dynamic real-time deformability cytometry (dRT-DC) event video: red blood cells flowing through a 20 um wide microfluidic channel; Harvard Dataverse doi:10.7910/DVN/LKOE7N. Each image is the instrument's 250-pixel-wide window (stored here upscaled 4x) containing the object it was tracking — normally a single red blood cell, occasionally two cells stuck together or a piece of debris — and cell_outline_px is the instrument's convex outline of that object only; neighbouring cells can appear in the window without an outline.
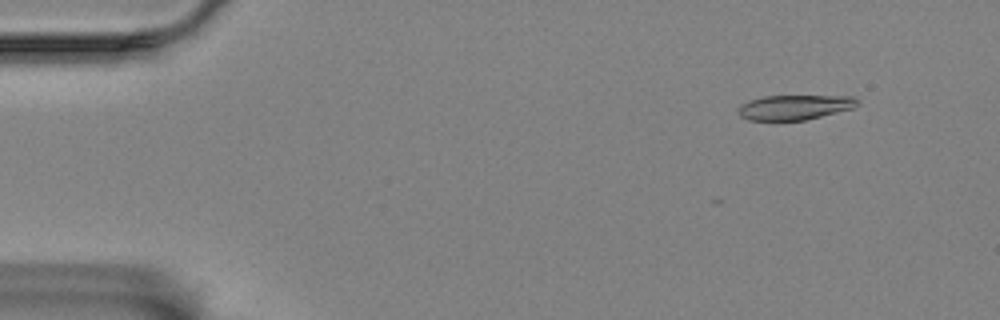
{"species": "Egyptian fruit bat (a non-hibernating species)", "species_latin": "Rousettus aegyptiacus", "temperature_condition": "room temperature", "stored_images_in_passage": 12, "camera_frame_rate_fps": 3000, "um_per_image_px": 0.085, "animal": {"sex": "female"}, "frame": {"image": 1, "passage_image": 1, "time_ms": 0.0, "image_size_px": [1000, 320], "cell_outline_px": [[860, 104], [852, 108], [804, 120], [748, 120], [740, 116], [736, 108], [740, 104], [748, 100], [764, 96], [856, 96], [860, 100]], "centroid_in_image_um": [67.52, 9.1], "position_along_channel_um": 17.5, "area_um2": 17.34}}
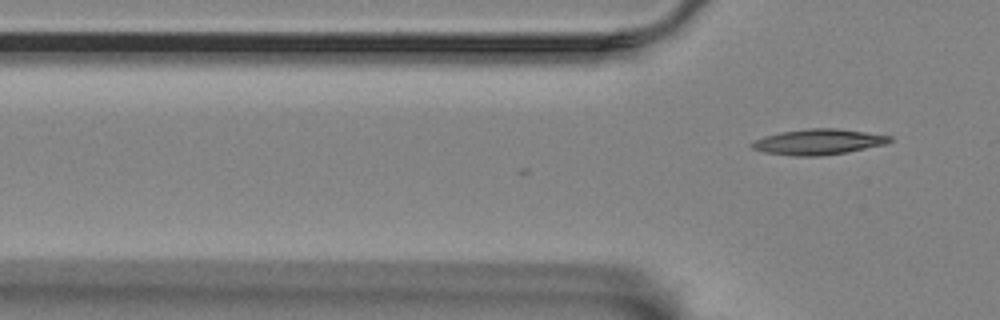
{"frame": {"image": 2, "passage_image": 12, "time_ms": 3.667, "image_size_px": [1000, 320], "cell_outline_px": [[892, 140], [884, 144], [848, 152], [820, 156], [792, 156], [764, 152], [752, 148], [748, 144], [752, 140], [764, 136], [780, 132], [808, 128], [836, 128], [892, 136]], "centroid_in_image_um": [69.49, 12.06], "position_along_channel_um": 56.3, "area_um2": 20.63}}